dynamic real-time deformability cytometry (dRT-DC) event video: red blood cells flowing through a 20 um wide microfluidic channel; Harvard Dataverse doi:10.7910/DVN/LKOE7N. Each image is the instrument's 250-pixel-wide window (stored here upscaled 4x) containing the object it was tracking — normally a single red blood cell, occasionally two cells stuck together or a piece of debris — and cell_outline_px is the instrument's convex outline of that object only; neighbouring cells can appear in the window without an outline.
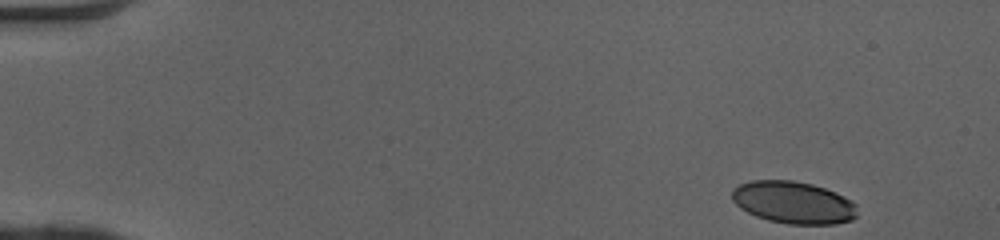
{"species": "human", "species_latin": "Homo sapiens", "temperature_condition": "cold", "stored_images_in_passage": 47, "camera_frame_rate_fps": 3000, "um_per_image_px": 0.085, "donor": {"sex": "female"}, "frame": {"image": 1, "passage_image": 1, "time_ms": 0.0, "image_size_px": [1000, 240], "cell_outline_px": [[856, 216], [852, 220], [836, 224], [788, 224], [768, 220], [756, 216], [740, 208], [732, 200], [732, 188], [740, 184], [752, 180], [792, 180], [812, 184], [836, 192], [852, 200], [856, 204]], "centroid_in_image_um": [67.44, 17.21], "position_along_channel_um": 17.6, "area_um2": 30.98}}
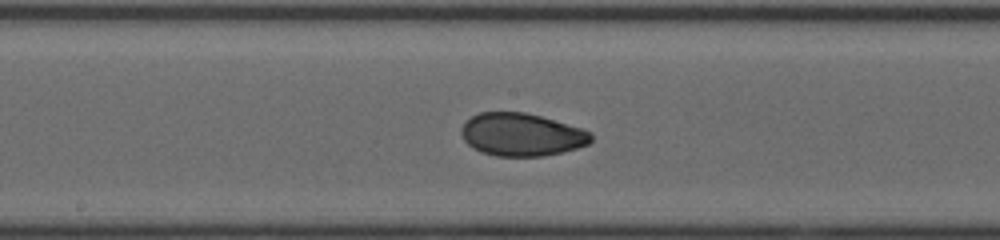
{"frame": {"image": 2, "passage_image": 24, "time_ms": 7.667, "image_size_px": [1000, 240], "cell_outline_px": [[592, 140], [588, 144], [576, 148], [544, 156], [496, 156], [480, 152], [472, 148], [464, 140], [460, 132], [460, 128], [472, 116], [480, 112], [524, 112], [540, 116], [584, 128], [592, 132]], "centroid_in_image_um": [44.34, 11.44], "position_along_channel_um": 203.9, "area_um2": 32.48}}
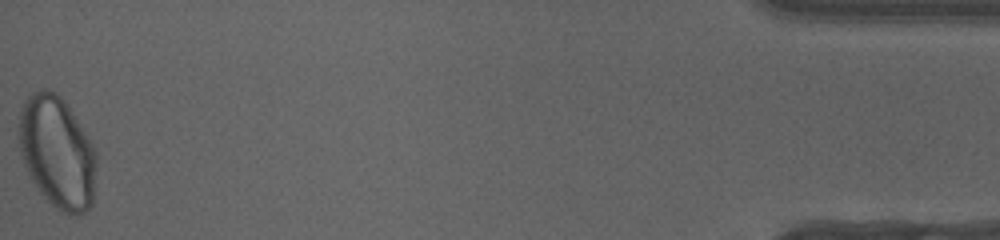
{"frame": {"image": 3, "passage_image": 47, "time_ms": 15.333, "image_size_px": [1000, 240], "cell_outline_px": [[96, 168], [92, 204], [80, 216], [68, 216], [60, 212], [40, 192], [32, 180], [24, 164], [20, 152], [16, 136], [20, 112], [24, 100], [32, 92], [44, 88], [48, 88], [56, 92], [68, 104], [96, 152]], "centroid_in_image_um": [4.83, 12.93], "position_along_channel_um": 430.4, "area_um2": 51.15}, "authors_computed_cell_mechanics": {"area_um2": 33.1772, "velocity_mm_per_s": 4.0993, "shape_relaxation_time_tau1_ms": 5.8702, "shape_relaxation_time_tau2_ms": 1.0639, "deformation_change_tau1": 0.1581, "deformation_change_tau2": 0.0479}}